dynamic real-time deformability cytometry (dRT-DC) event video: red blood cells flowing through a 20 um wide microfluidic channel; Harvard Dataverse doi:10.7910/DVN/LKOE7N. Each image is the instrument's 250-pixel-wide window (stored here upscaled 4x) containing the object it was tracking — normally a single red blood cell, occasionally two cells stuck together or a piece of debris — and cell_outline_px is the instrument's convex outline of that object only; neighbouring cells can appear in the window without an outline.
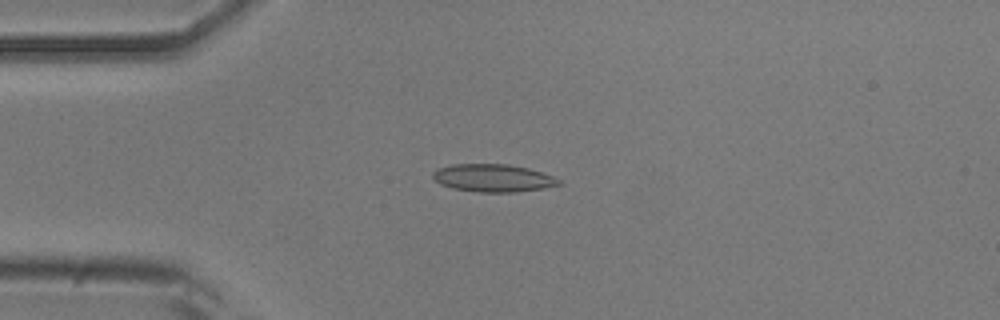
{"species": "common noctule bat (a hibernating species)", "species_latin": "Nyctalus noctula", "temperature_condition": "room temperature", "stored_images_in_passage": 16, "camera_frame_rate_fps": 3000, "um_per_image_px": 0.085, "animal": {"sex": "male", "body_mass_g": 20.5, "forearm_length_mm": 52.5}, "frame": {"image": 1, "passage_image": 13, "time_ms": 4.0, "image_size_px": [1000, 320], "cell_outline_px": [[564, 184], [544, 188], [516, 192], [480, 192], [452, 188], [440, 184], [432, 176], [432, 172], [440, 168], [452, 164], [508, 164], [528, 168], [552, 176], [560, 180]], "centroid_in_image_um": [41.93, 15.13], "position_along_channel_um": 43.1, "area_um2": 20.29}}